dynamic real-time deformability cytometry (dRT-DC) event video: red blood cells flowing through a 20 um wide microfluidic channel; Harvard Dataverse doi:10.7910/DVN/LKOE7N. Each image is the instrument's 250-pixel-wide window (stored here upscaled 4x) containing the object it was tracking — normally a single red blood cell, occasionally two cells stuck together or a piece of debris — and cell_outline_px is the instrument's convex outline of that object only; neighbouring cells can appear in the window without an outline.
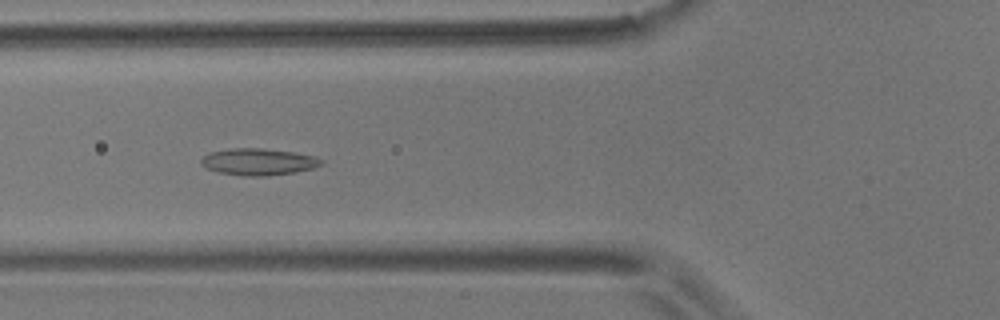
{"species": "common noctule bat (a hibernating species)", "species_latin": "Nyctalus noctula", "temperature_condition": "room temperature", "stored_images_in_passage": 50, "camera_frame_rate_fps": 3000, "um_per_image_px": 0.085, "animal": {"sex": "male", "body_mass_g": 17.9}, "frame": {"image": 1, "passage_image": 20, "time_ms": 6.333, "image_size_px": [1000, 320], "cell_outline_px": [[324, 164], [312, 168], [296, 172], [264, 176], [244, 176], [220, 172], [208, 168], [200, 164], [200, 160], [208, 152], [232, 148], [260, 148], [292, 152], [316, 156], [324, 160]], "centroid_in_image_um": [21.98, 13.75], "position_along_channel_um": 103.8, "area_um2": 18.73}}
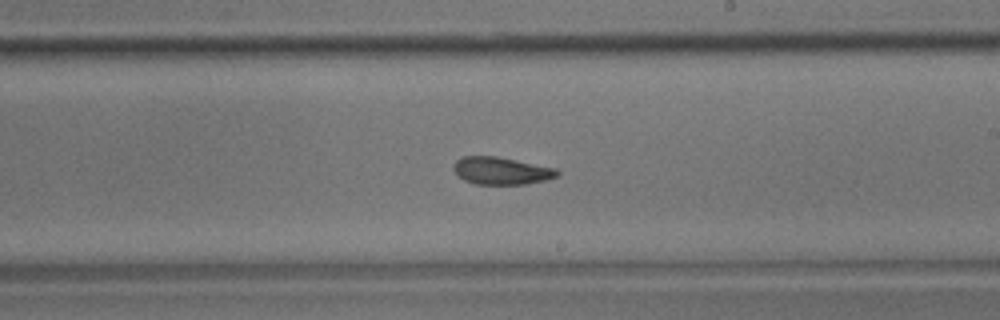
{"frame": {"image": 2, "passage_image": 32, "time_ms": 10.333, "image_size_px": [1000, 320], "cell_outline_px": [[560, 172], [556, 176], [544, 180], [524, 184], [476, 184], [464, 180], [452, 168], [452, 164], [460, 156], [496, 156], [556, 168]], "centroid_in_image_um": [42.57, 14.5], "position_along_channel_um": 246.4, "area_um2": 16.47}}
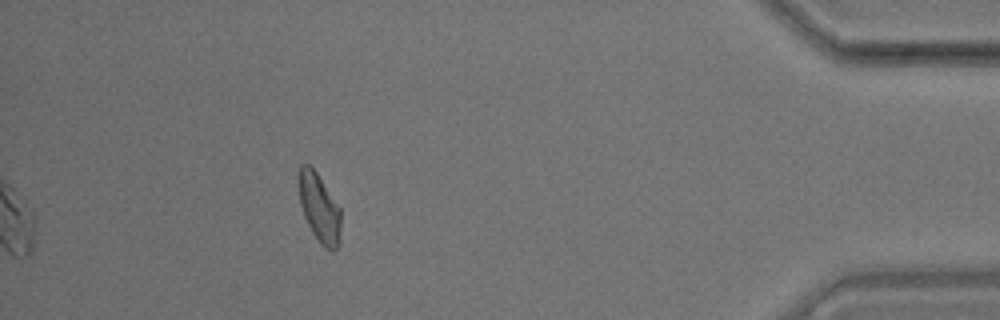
{"frame": {"image": 3, "passage_image": 50, "time_ms": 16.333, "image_size_px": [1000, 320], "cell_outline_px": [[340, 240], [336, 248], [332, 252], [324, 248], [320, 244], [312, 232], [304, 216], [300, 204], [296, 180], [300, 164], [308, 164], [316, 172], [340, 208]], "centroid_in_image_um": [27.1, 17.66], "position_along_channel_um": 408.1, "area_um2": 17.05}, "authors_computed_cell_mechanics": {"area_um2": 18.1203, "velocity_mm_per_s": 3.5644, "shape_relaxation_time_tau1_ms": 5.3463, "shape_relaxation_time_tau2_ms": 3.7839, "deformation_change_tau1": 0.1217, "deformation_change_tau2": 0.1111}}